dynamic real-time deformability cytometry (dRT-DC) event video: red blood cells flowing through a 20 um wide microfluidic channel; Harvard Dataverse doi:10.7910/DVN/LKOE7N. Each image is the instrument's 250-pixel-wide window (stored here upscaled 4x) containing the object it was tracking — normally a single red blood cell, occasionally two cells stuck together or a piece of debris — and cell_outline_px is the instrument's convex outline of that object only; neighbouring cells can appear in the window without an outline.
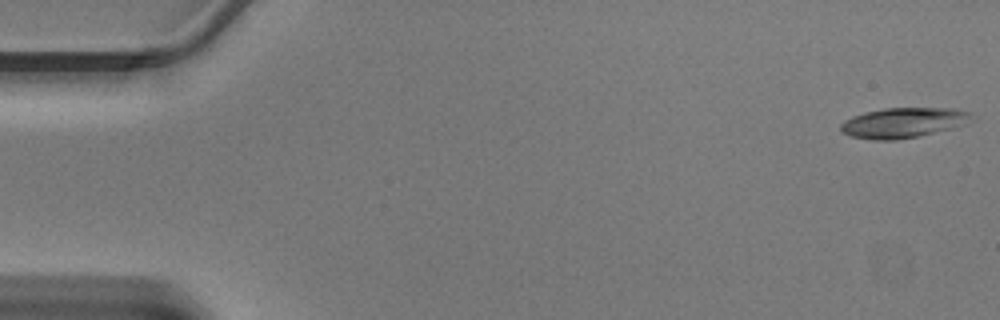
{"species": "Egyptian fruit bat (a non-hibernating species)", "species_latin": "Rousettus aegyptiacus", "temperature_condition": "warm", "stored_images_in_passage": 45, "camera_frame_rate_fps": 3000, "um_per_image_px": 0.085, "animal": {"sex": "male"}, "frame": {"image": 1, "passage_image": 1, "time_ms": 0.0, "image_size_px": [1000, 320], "cell_outline_px": [[968, 116], [952, 128], [916, 136], [896, 140], [872, 140], [852, 136], [840, 132], [840, 124], [844, 120], [852, 116], [864, 112], [884, 108], [948, 108], [968, 112]], "centroid_in_image_um": [76.57, 10.43], "position_along_channel_um": 8.4, "area_um2": 22.25}}
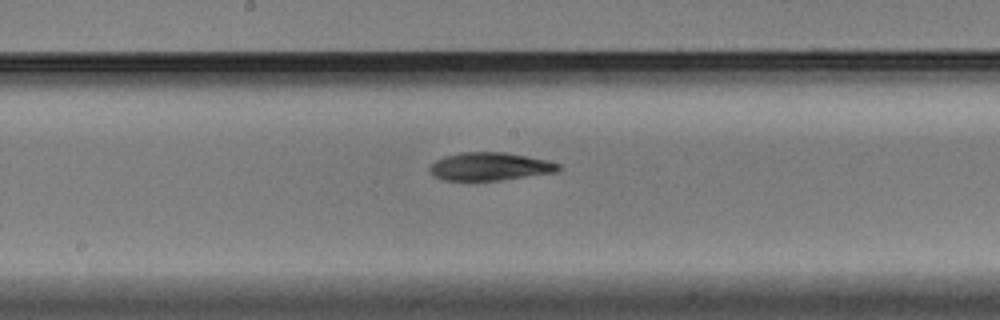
{"frame": {"image": 2, "passage_image": 24, "time_ms": 7.667, "image_size_px": [1000, 320], "cell_outline_px": [[564, 168], [556, 172], [500, 180], [444, 180], [432, 176], [428, 168], [436, 160], [444, 156], [464, 152], [504, 152], [548, 160], [560, 164]], "centroid_in_image_um": [41.65, 14.15], "position_along_channel_um": 206.5, "area_um2": 21.04}}
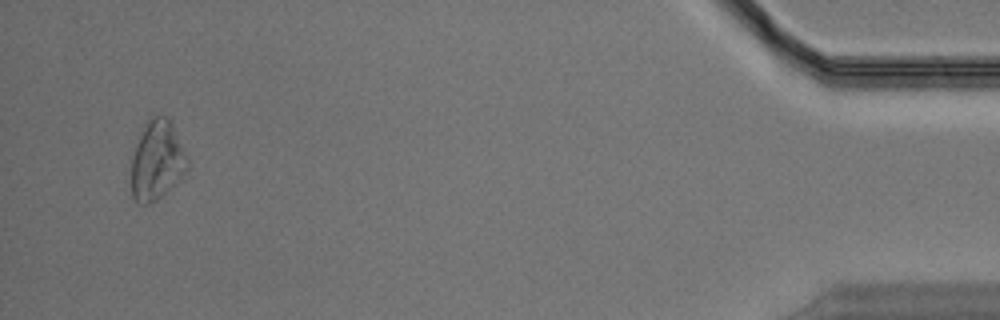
{"frame": {"image": 3, "passage_image": 44, "time_ms": 14.333, "image_size_px": [1000, 320], "cell_outline_px": [[188, 168], [152, 204], [140, 204], [132, 196], [132, 156], [136, 144], [148, 120], [152, 116], [164, 116], [172, 124], [188, 160]], "centroid_in_image_um": [13.32, 13.65], "position_along_channel_um": 421.9, "area_um2": 25.03}}